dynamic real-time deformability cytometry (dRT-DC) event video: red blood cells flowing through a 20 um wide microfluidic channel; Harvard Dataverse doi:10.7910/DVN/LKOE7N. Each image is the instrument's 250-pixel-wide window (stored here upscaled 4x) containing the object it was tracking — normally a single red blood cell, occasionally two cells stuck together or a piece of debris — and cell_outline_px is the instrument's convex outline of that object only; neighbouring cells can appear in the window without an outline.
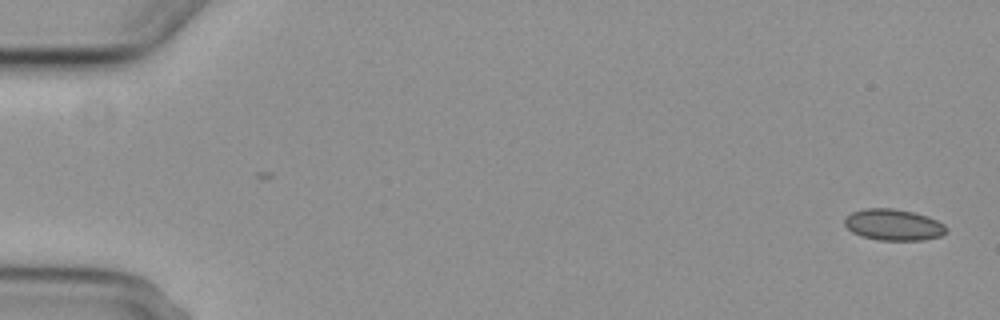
{"species": "common noctule bat (a hibernating species)", "species_latin": "Nyctalus noctula", "temperature_condition": "cold", "stored_images_in_passage": 5, "camera_frame_rate_fps": 3000, "um_per_image_px": 0.085, "animal": {"sex": "female", "body_mass_g": 29.2, "forearm_length_mm": 56.3}, "frame": {"image": 1, "passage_image": 1, "time_ms": 0.0, "image_size_px": [1000, 320], "cell_outline_px": [[948, 228], [940, 236], [924, 240], [880, 240], [860, 236], [852, 232], [844, 224], [844, 220], [852, 212], [864, 208], [892, 208], [912, 212], [928, 216], [944, 224]], "centroid_in_image_um": [75.94, 19.1], "position_along_channel_um": 9.1, "area_um2": 18.5}}
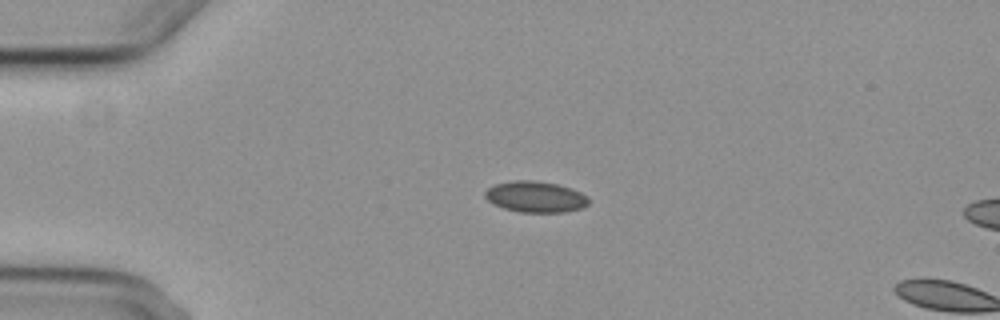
{"frame": {"image": 2, "passage_image": 4, "time_ms": 4.0, "image_size_px": [1000, 320], "cell_outline_px": [[588, 204], [584, 208], [564, 212], [520, 212], [504, 208], [492, 204], [484, 196], [484, 192], [488, 188], [496, 184], [516, 180], [532, 180], [556, 184], [572, 188], [588, 196]], "centroid_in_image_um": [45.53, 16.73], "position_along_channel_um": 39.5, "area_um2": 18.79}}